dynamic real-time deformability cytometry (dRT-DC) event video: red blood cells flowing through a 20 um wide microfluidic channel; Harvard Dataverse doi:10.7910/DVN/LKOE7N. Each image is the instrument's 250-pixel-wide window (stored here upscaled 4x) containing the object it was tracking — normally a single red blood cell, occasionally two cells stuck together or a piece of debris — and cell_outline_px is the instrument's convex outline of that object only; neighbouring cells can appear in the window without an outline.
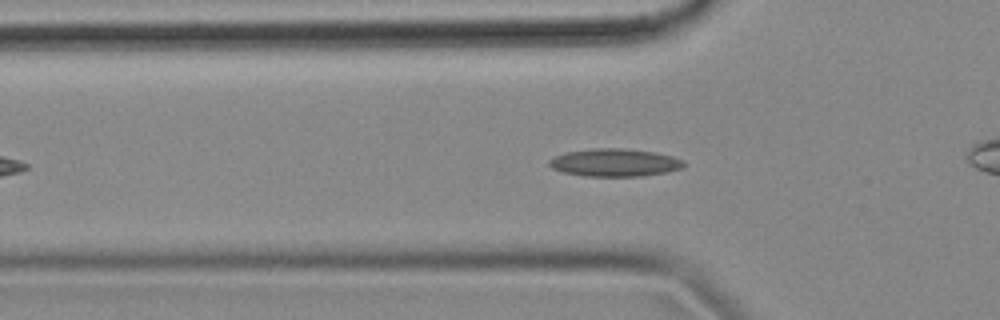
{"species": "common noctule bat (a hibernating species)", "species_latin": "Nyctalus noctula", "temperature_condition": "cold", "stored_images_in_passage": 52, "camera_frame_rate_fps": 3000, "um_per_image_px": 0.085, "animal": {"sex": "female", "body_mass_g": 18.4}, "frame": {"image": 1, "passage_image": 12, "time_ms": 3.667, "image_size_px": [1000, 320], "cell_outline_px": [[684, 164], [680, 168], [664, 172], [640, 176], [584, 176], [564, 172], [552, 168], [548, 164], [548, 160], [556, 156], [568, 152], [592, 148], [620, 148], [652, 152], [672, 156], [684, 160]], "centroid_in_image_um": [52.21, 13.82], "position_along_channel_um": 73.6, "area_um2": 21.44}}
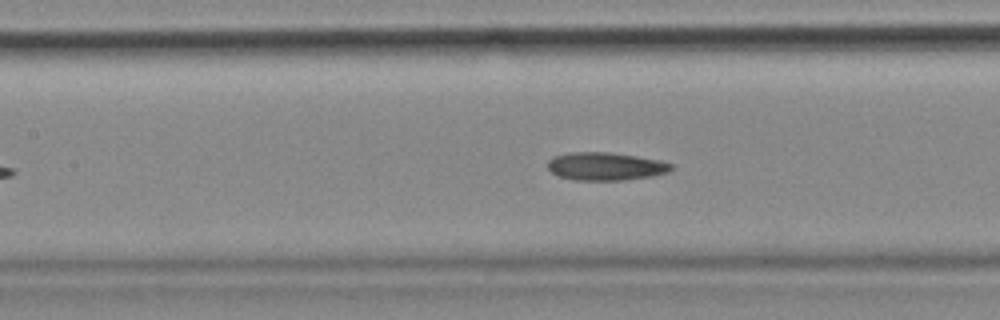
{"frame": {"image": 2, "passage_image": 19, "time_ms": 6.0, "image_size_px": [1000, 320], "cell_outline_px": [[672, 168], [668, 172], [652, 176], [624, 180], [576, 180], [560, 176], [552, 172], [548, 168], [548, 160], [556, 156], [572, 152], [608, 152], [636, 156], [660, 160], [672, 164]], "centroid_in_image_um": [51.49, 14.14], "position_along_channel_um": 155.9, "area_um2": 19.94}}
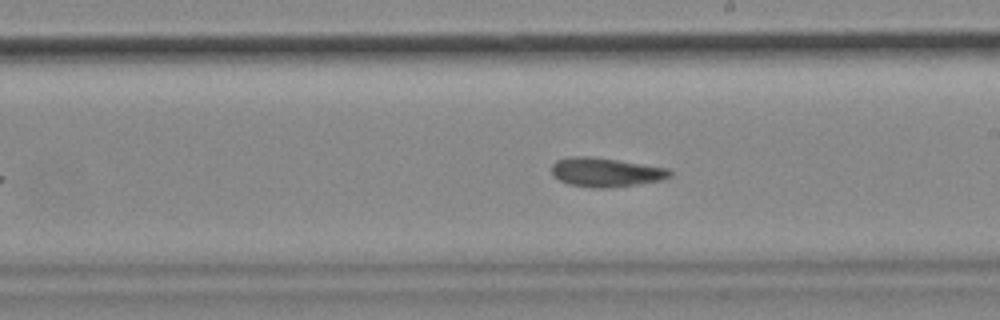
{"frame": {"image": 3, "passage_image": 26, "time_ms": 8.333, "image_size_px": [1000, 320], "cell_outline_px": [[672, 176], [660, 180], [636, 184], [608, 188], [592, 188], [568, 184], [560, 180], [552, 172], [552, 164], [556, 160], [572, 156], [588, 156], [616, 160], [668, 168], [672, 172]], "centroid_in_image_um": [51.48, 14.64], "position_along_channel_um": 237.5, "area_um2": 19.83}, "authors_computed_cell_mechanics": {"area_um2": 20.9814, "velocity_mm_per_s": 3.5143, "shape_relaxation_time_tau1_ms": null, "shape_relaxation_time_tau2_ms": 2.2072, "deformation_change_tau1": null, "deformation_change_tau2": 0.0841}}